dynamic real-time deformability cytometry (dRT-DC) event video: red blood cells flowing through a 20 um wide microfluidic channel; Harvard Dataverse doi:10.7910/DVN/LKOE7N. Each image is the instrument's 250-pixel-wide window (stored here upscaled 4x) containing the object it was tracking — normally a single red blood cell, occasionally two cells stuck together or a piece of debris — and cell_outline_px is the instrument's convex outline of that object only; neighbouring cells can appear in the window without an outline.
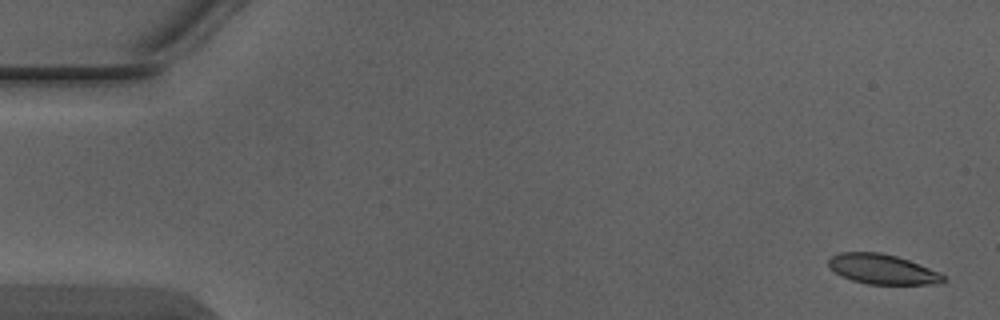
{"species": "Egyptian fruit bat (a non-hibernating species)", "species_latin": "Rousettus aegyptiacus", "temperature_condition": "warm", "stored_images_in_passage": 5, "segment_of_instrument_passage": [1, 2], "camera_frame_rate_fps": 3000, "um_per_image_px": 0.085, "animal": {"sex": "male"}, "frame": {"image": 1, "passage_image": 1, "time_ms": 0.0, "image_size_px": [1000, 320], "cell_outline_px": [[944, 280], [940, 284], [868, 284], [852, 280], [828, 268], [828, 260], [832, 256], [840, 252], [880, 252], [896, 256], [920, 264], [940, 272], [944, 276]], "centroid_in_image_um": [75.01, 22.88], "position_along_channel_um": 10.0, "area_um2": 19.94}}